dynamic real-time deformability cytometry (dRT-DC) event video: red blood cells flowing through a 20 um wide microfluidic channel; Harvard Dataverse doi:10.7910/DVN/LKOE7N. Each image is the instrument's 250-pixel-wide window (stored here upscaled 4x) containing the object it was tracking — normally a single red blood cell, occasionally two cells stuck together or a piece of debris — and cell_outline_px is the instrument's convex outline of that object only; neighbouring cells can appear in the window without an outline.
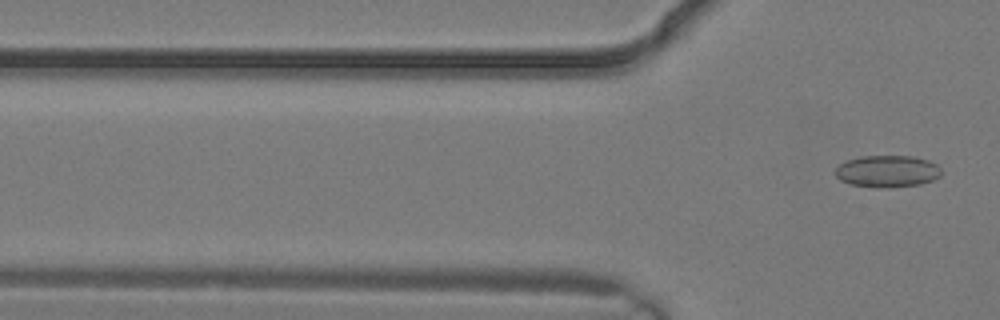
{"species": "common noctule bat (a hibernating species)", "species_latin": "Nyctalus noctula", "temperature_condition": "warm", "stored_images_in_passage": 4, "camera_frame_rate_fps": 3000, "um_per_image_px": 0.085, "animal": {"sex": "male", "body_mass_g": 19.2, "forearm_length_mm": 51.8}, "frame": {"image": 1, "passage_image": 4, "time_ms": 1.0, "image_size_px": [1000, 320], "cell_outline_px": [[940, 176], [932, 180], [920, 184], [888, 188], [880, 188], [852, 184], [840, 180], [832, 172], [840, 164], [848, 160], [860, 156], [912, 156], [928, 160], [936, 164], [940, 168]], "centroid_in_image_um": [75.4, 14.56], "position_along_channel_um": 50.4, "area_um2": 19.71}}